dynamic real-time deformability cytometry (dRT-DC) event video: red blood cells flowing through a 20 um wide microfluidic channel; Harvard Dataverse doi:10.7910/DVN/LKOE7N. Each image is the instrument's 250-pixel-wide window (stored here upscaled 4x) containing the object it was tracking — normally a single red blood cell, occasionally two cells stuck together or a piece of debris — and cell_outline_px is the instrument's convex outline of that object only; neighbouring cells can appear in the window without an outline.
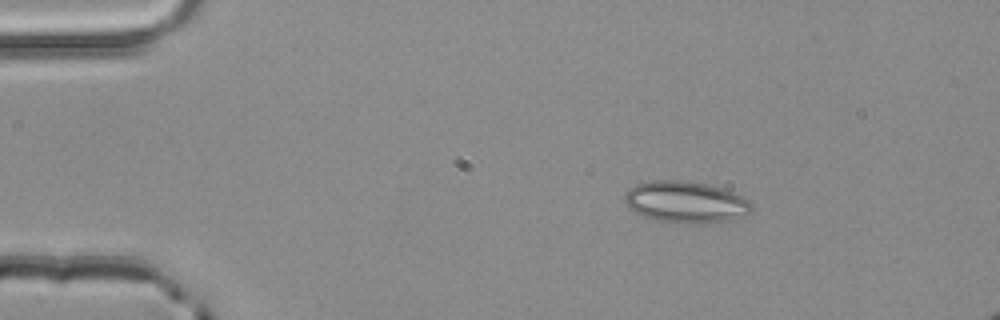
{"species": "common noctule bat (a hibernating species)", "species_latin": "Nyctalus noctula", "temperature_condition": "room temperature", "stored_images_in_passage": 2, "camera_frame_rate_fps": 3000, "um_per_image_px": 0.085, "animal": {"sex": "male", "body_mass_g": 20.4}, "frame": {"image": 1, "passage_image": 1, "time_ms": 0.0, "image_size_px": [1000, 320], "cell_outline_px": [[752, 212], [744, 216], [732, 220], [704, 224], [668, 224], [644, 216], [628, 208], [624, 200], [624, 196], [628, 188], [636, 184], [652, 180], [684, 180], [708, 184], [732, 192], [748, 200], [752, 204]], "centroid_in_image_um": [58.27, 17.2], "position_along_channel_um": 26.7, "area_um2": 31.39}}